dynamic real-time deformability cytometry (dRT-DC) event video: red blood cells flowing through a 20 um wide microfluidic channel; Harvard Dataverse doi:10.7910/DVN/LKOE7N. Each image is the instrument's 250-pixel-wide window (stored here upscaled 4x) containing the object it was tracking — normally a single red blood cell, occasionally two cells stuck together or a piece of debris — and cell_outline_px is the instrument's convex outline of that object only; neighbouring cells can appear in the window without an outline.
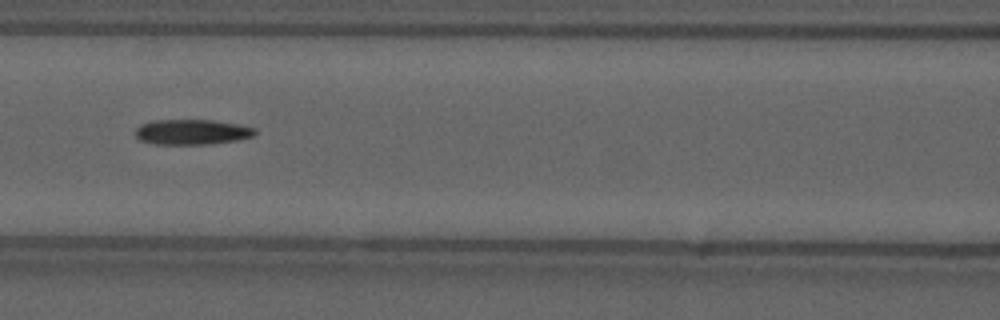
{"species": "common noctule bat (a hibernating species)", "species_latin": "Nyctalus noctula", "temperature_condition": "cold", "stored_images_in_passage": 55, "camera_frame_rate_fps": 3000, "um_per_image_px": 0.085, "animal": {"sex": "male", "forearm_length_mm": 52.5}, "frame": {"image": 1, "passage_image": 24, "time_ms": 7.667, "image_size_px": [1000, 320], "cell_outline_px": [[256, 132], [252, 136], [236, 140], [208, 144], [152, 144], [140, 140], [136, 136], [136, 128], [140, 124], [152, 120], [212, 120], [240, 124], [256, 128]], "centroid_in_image_um": [16.3, 11.21], "position_along_channel_um": 150.3, "area_um2": 17.63}, "authors_computed_cell_mechanics": {"area_um2": 16.9932, "velocity_mm_per_s": 3.7035, "shape_relaxation_time_tau1_ms": null, "shape_relaxation_time_tau2_ms": 11.1998, "deformation_change_tau1": null, "deformation_change_tau2": 0.226}}